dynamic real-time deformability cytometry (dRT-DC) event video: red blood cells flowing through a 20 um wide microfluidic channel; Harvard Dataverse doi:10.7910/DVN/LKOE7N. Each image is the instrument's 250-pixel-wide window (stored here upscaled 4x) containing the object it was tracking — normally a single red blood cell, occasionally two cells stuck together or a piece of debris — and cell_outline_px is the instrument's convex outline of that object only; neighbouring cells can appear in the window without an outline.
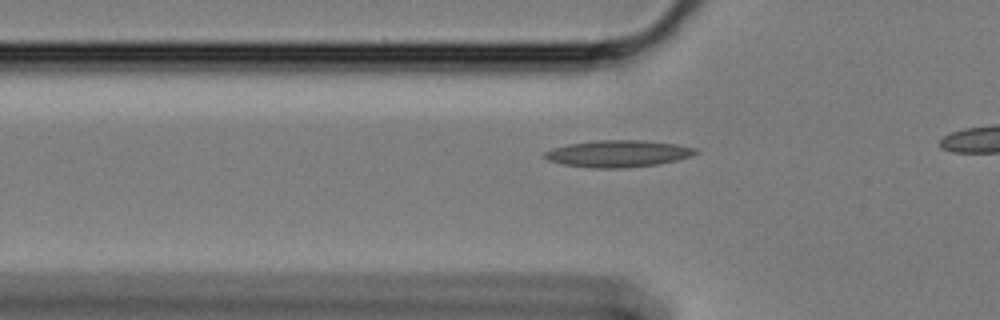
{"species": "Egyptian fruit bat (a non-hibernating species)", "species_latin": "Rousettus aegyptiacus", "temperature_condition": "cold", "stored_images_in_passage": 22, "camera_frame_rate_fps": 3000, "um_per_image_px": 0.085, "animal": {"sex": "female"}, "frame": {"image": 1, "passage_image": 8, "time_ms": 2.333, "image_size_px": [1000, 320], "cell_outline_px": [[700, 152], [692, 156], [676, 160], [656, 164], [628, 168], [592, 168], [564, 164], [548, 160], [540, 156], [544, 152], [552, 148], [568, 144], [596, 140], [644, 140], [676, 144], [696, 148]], "centroid_in_image_um": [52.53, 13.05], "position_along_channel_um": 73.3, "area_um2": 23.76}}
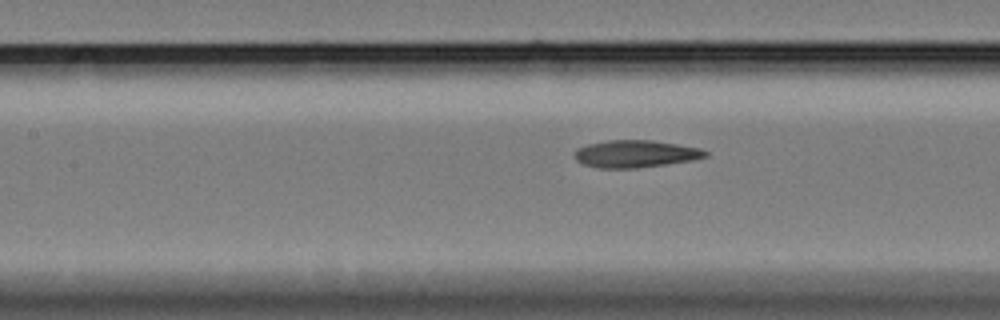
{"frame": {"image": 2, "passage_image": 15, "time_ms": 4.667, "image_size_px": [1000, 320], "cell_outline_px": [[708, 156], [692, 160], [636, 168], [596, 168], [584, 164], [576, 160], [576, 148], [588, 144], [608, 140], [652, 140], [700, 148], [708, 152]], "centroid_in_image_um": [54.01, 13.07], "position_along_channel_um": 153.4, "area_um2": 20.63}}
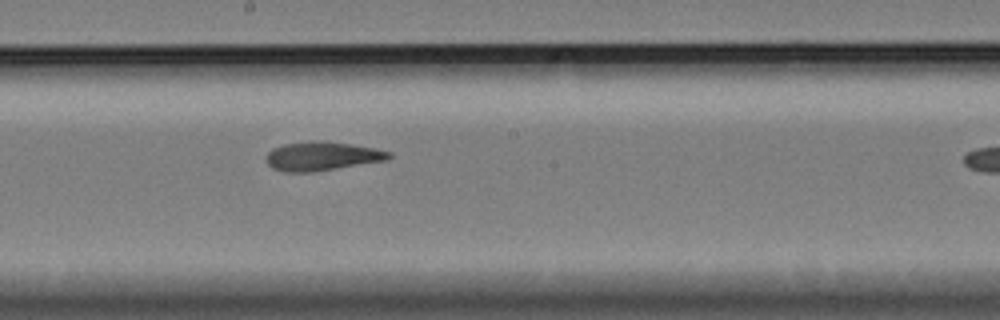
{"frame": {"image": 3, "passage_image": 21, "time_ms": 6.667, "image_size_px": [1000, 320], "cell_outline_px": [[392, 156], [388, 160], [308, 172], [284, 172], [272, 168], [264, 160], [268, 152], [272, 148], [284, 144], [312, 140], [324, 140], [352, 144], [376, 148], [392, 152]], "centroid_in_image_um": [27.36, 13.25], "position_along_channel_um": 220.8, "area_um2": 20.81}}